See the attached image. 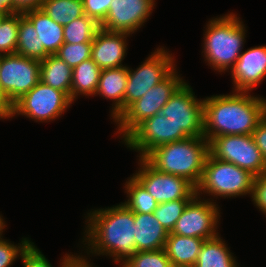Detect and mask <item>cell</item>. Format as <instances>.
<instances>
[{
	"label": "cell",
	"instance_id": "obj_33",
	"mask_svg": "<svg viewBox=\"0 0 266 267\" xmlns=\"http://www.w3.org/2000/svg\"><path fill=\"white\" fill-rule=\"evenodd\" d=\"M71 254H65L60 267H66ZM23 267H52L42 252L31 242L21 254Z\"/></svg>",
	"mask_w": 266,
	"mask_h": 267
},
{
	"label": "cell",
	"instance_id": "obj_1",
	"mask_svg": "<svg viewBox=\"0 0 266 267\" xmlns=\"http://www.w3.org/2000/svg\"><path fill=\"white\" fill-rule=\"evenodd\" d=\"M266 114V99L249 92L213 95L203 99L204 137L252 135Z\"/></svg>",
	"mask_w": 266,
	"mask_h": 267
},
{
	"label": "cell",
	"instance_id": "obj_7",
	"mask_svg": "<svg viewBox=\"0 0 266 267\" xmlns=\"http://www.w3.org/2000/svg\"><path fill=\"white\" fill-rule=\"evenodd\" d=\"M209 153L215 159L230 162L255 177L266 172V162L252 135H223L209 141Z\"/></svg>",
	"mask_w": 266,
	"mask_h": 267
},
{
	"label": "cell",
	"instance_id": "obj_17",
	"mask_svg": "<svg viewBox=\"0 0 266 267\" xmlns=\"http://www.w3.org/2000/svg\"><path fill=\"white\" fill-rule=\"evenodd\" d=\"M125 32H111L99 29L92 41L91 59L102 69L123 67L127 51V37Z\"/></svg>",
	"mask_w": 266,
	"mask_h": 267
},
{
	"label": "cell",
	"instance_id": "obj_16",
	"mask_svg": "<svg viewBox=\"0 0 266 267\" xmlns=\"http://www.w3.org/2000/svg\"><path fill=\"white\" fill-rule=\"evenodd\" d=\"M230 72L234 91H252L266 77V46L242 51Z\"/></svg>",
	"mask_w": 266,
	"mask_h": 267
},
{
	"label": "cell",
	"instance_id": "obj_6",
	"mask_svg": "<svg viewBox=\"0 0 266 267\" xmlns=\"http://www.w3.org/2000/svg\"><path fill=\"white\" fill-rule=\"evenodd\" d=\"M185 82L175 68L164 80L133 102L114 122L124 140L145 119L160 113L175 91ZM122 134V135H121Z\"/></svg>",
	"mask_w": 266,
	"mask_h": 267
},
{
	"label": "cell",
	"instance_id": "obj_29",
	"mask_svg": "<svg viewBox=\"0 0 266 267\" xmlns=\"http://www.w3.org/2000/svg\"><path fill=\"white\" fill-rule=\"evenodd\" d=\"M20 12L3 16L0 21V55L16 52Z\"/></svg>",
	"mask_w": 266,
	"mask_h": 267
},
{
	"label": "cell",
	"instance_id": "obj_32",
	"mask_svg": "<svg viewBox=\"0 0 266 267\" xmlns=\"http://www.w3.org/2000/svg\"><path fill=\"white\" fill-rule=\"evenodd\" d=\"M92 43H64L55 54L71 68L91 58Z\"/></svg>",
	"mask_w": 266,
	"mask_h": 267
},
{
	"label": "cell",
	"instance_id": "obj_34",
	"mask_svg": "<svg viewBox=\"0 0 266 267\" xmlns=\"http://www.w3.org/2000/svg\"><path fill=\"white\" fill-rule=\"evenodd\" d=\"M31 243L28 238H22L18 245L10 243L9 240L0 239V267L11 266L17 257H21L22 252Z\"/></svg>",
	"mask_w": 266,
	"mask_h": 267
},
{
	"label": "cell",
	"instance_id": "obj_38",
	"mask_svg": "<svg viewBox=\"0 0 266 267\" xmlns=\"http://www.w3.org/2000/svg\"><path fill=\"white\" fill-rule=\"evenodd\" d=\"M44 0H12V13H23L27 10L39 9Z\"/></svg>",
	"mask_w": 266,
	"mask_h": 267
},
{
	"label": "cell",
	"instance_id": "obj_27",
	"mask_svg": "<svg viewBox=\"0 0 266 267\" xmlns=\"http://www.w3.org/2000/svg\"><path fill=\"white\" fill-rule=\"evenodd\" d=\"M127 201L123 202L134 213H153L158 203L154 197L148 193L143 185L134 177H129L125 183Z\"/></svg>",
	"mask_w": 266,
	"mask_h": 267
},
{
	"label": "cell",
	"instance_id": "obj_18",
	"mask_svg": "<svg viewBox=\"0 0 266 267\" xmlns=\"http://www.w3.org/2000/svg\"><path fill=\"white\" fill-rule=\"evenodd\" d=\"M128 67L102 69L95 95L113 101L111 117L115 121L124 112Z\"/></svg>",
	"mask_w": 266,
	"mask_h": 267
},
{
	"label": "cell",
	"instance_id": "obj_11",
	"mask_svg": "<svg viewBox=\"0 0 266 267\" xmlns=\"http://www.w3.org/2000/svg\"><path fill=\"white\" fill-rule=\"evenodd\" d=\"M40 61L17 53L0 55V84L13 105L40 81Z\"/></svg>",
	"mask_w": 266,
	"mask_h": 267
},
{
	"label": "cell",
	"instance_id": "obj_25",
	"mask_svg": "<svg viewBox=\"0 0 266 267\" xmlns=\"http://www.w3.org/2000/svg\"><path fill=\"white\" fill-rule=\"evenodd\" d=\"M37 37L38 35L32 23L20 13L15 53L39 61L45 59L49 54L45 51L43 45H40V41Z\"/></svg>",
	"mask_w": 266,
	"mask_h": 267
},
{
	"label": "cell",
	"instance_id": "obj_26",
	"mask_svg": "<svg viewBox=\"0 0 266 267\" xmlns=\"http://www.w3.org/2000/svg\"><path fill=\"white\" fill-rule=\"evenodd\" d=\"M40 9L63 26L85 15L82 0H44Z\"/></svg>",
	"mask_w": 266,
	"mask_h": 267
},
{
	"label": "cell",
	"instance_id": "obj_43",
	"mask_svg": "<svg viewBox=\"0 0 266 267\" xmlns=\"http://www.w3.org/2000/svg\"><path fill=\"white\" fill-rule=\"evenodd\" d=\"M1 216L2 215H0V239L2 238L4 228L6 227L5 221H3L4 219Z\"/></svg>",
	"mask_w": 266,
	"mask_h": 267
},
{
	"label": "cell",
	"instance_id": "obj_40",
	"mask_svg": "<svg viewBox=\"0 0 266 267\" xmlns=\"http://www.w3.org/2000/svg\"><path fill=\"white\" fill-rule=\"evenodd\" d=\"M87 261V258L85 256H80V255H73L71 256L70 260L68 261L66 267H92Z\"/></svg>",
	"mask_w": 266,
	"mask_h": 267
},
{
	"label": "cell",
	"instance_id": "obj_9",
	"mask_svg": "<svg viewBox=\"0 0 266 267\" xmlns=\"http://www.w3.org/2000/svg\"><path fill=\"white\" fill-rule=\"evenodd\" d=\"M152 53L137 69L128 67L124 111L176 68L174 57L164 47Z\"/></svg>",
	"mask_w": 266,
	"mask_h": 267
},
{
	"label": "cell",
	"instance_id": "obj_3",
	"mask_svg": "<svg viewBox=\"0 0 266 267\" xmlns=\"http://www.w3.org/2000/svg\"><path fill=\"white\" fill-rule=\"evenodd\" d=\"M209 154V141L204 136L189 137L161 145L145 159L160 172L185 178L197 187Z\"/></svg>",
	"mask_w": 266,
	"mask_h": 267
},
{
	"label": "cell",
	"instance_id": "obj_41",
	"mask_svg": "<svg viewBox=\"0 0 266 267\" xmlns=\"http://www.w3.org/2000/svg\"><path fill=\"white\" fill-rule=\"evenodd\" d=\"M11 14V12L1 3V0H0V15H9Z\"/></svg>",
	"mask_w": 266,
	"mask_h": 267
},
{
	"label": "cell",
	"instance_id": "obj_37",
	"mask_svg": "<svg viewBox=\"0 0 266 267\" xmlns=\"http://www.w3.org/2000/svg\"><path fill=\"white\" fill-rule=\"evenodd\" d=\"M252 136L255 140L256 146L262 153L264 161L266 162V114L258 122Z\"/></svg>",
	"mask_w": 266,
	"mask_h": 267
},
{
	"label": "cell",
	"instance_id": "obj_28",
	"mask_svg": "<svg viewBox=\"0 0 266 267\" xmlns=\"http://www.w3.org/2000/svg\"><path fill=\"white\" fill-rule=\"evenodd\" d=\"M100 25L87 15L75 19L63 26L64 43H92Z\"/></svg>",
	"mask_w": 266,
	"mask_h": 267
},
{
	"label": "cell",
	"instance_id": "obj_20",
	"mask_svg": "<svg viewBox=\"0 0 266 267\" xmlns=\"http://www.w3.org/2000/svg\"><path fill=\"white\" fill-rule=\"evenodd\" d=\"M34 26L40 45L49 55L57 53L64 44L63 25L54 22L43 10L32 9L22 13Z\"/></svg>",
	"mask_w": 266,
	"mask_h": 267
},
{
	"label": "cell",
	"instance_id": "obj_10",
	"mask_svg": "<svg viewBox=\"0 0 266 267\" xmlns=\"http://www.w3.org/2000/svg\"><path fill=\"white\" fill-rule=\"evenodd\" d=\"M193 89L184 82L171 96L160 113L188 137L204 136L203 100L197 99Z\"/></svg>",
	"mask_w": 266,
	"mask_h": 267
},
{
	"label": "cell",
	"instance_id": "obj_36",
	"mask_svg": "<svg viewBox=\"0 0 266 267\" xmlns=\"http://www.w3.org/2000/svg\"><path fill=\"white\" fill-rule=\"evenodd\" d=\"M251 197L253 204L266 215V172L255 177Z\"/></svg>",
	"mask_w": 266,
	"mask_h": 267
},
{
	"label": "cell",
	"instance_id": "obj_42",
	"mask_svg": "<svg viewBox=\"0 0 266 267\" xmlns=\"http://www.w3.org/2000/svg\"><path fill=\"white\" fill-rule=\"evenodd\" d=\"M1 3L12 13V0H1Z\"/></svg>",
	"mask_w": 266,
	"mask_h": 267
},
{
	"label": "cell",
	"instance_id": "obj_35",
	"mask_svg": "<svg viewBox=\"0 0 266 267\" xmlns=\"http://www.w3.org/2000/svg\"><path fill=\"white\" fill-rule=\"evenodd\" d=\"M84 14L99 25L105 20L112 0H82Z\"/></svg>",
	"mask_w": 266,
	"mask_h": 267
},
{
	"label": "cell",
	"instance_id": "obj_15",
	"mask_svg": "<svg viewBox=\"0 0 266 267\" xmlns=\"http://www.w3.org/2000/svg\"><path fill=\"white\" fill-rule=\"evenodd\" d=\"M155 5V0H112L100 28L133 34L147 22Z\"/></svg>",
	"mask_w": 266,
	"mask_h": 267
},
{
	"label": "cell",
	"instance_id": "obj_13",
	"mask_svg": "<svg viewBox=\"0 0 266 267\" xmlns=\"http://www.w3.org/2000/svg\"><path fill=\"white\" fill-rule=\"evenodd\" d=\"M189 138L161 113L145 119L123 141L131 150H137L139 158H145L153 149Z\"/></svg>",
	"mask_w": 266,
	"mask_h": 267
},
{
	"label": "cell",
	"instance_id": "obj_19",
	"mask_svg": "<svg viewBox=\"0 0 266 267\" xmlns=\"http://www.w3.org/2000/svg\"><path fill=\"white\" fill-rule=\"evenodd\" d=\"M134 220L136 252L164 249L169 233L153 213H134Z\"/></svg>",
	"mask_w": 266,
	"mask_h": 267
},
{
	"label": "cell",
	"instance_id": "obj_8",
	"mask_svg": "<svg viewBox=\"0 0 266 267\" xmlns=\"http://www.w3.org/2000/svg\"><path fill=\"white\" fill-rule=\"evenodd\" d=\"M71 104V99L63 91L39 81L13 104L10 118L23 115L36 122H50L59 118Z\"/></svg>",
	"mask_w": 266,
	"mask_h": 267
},
{
	"label": "cell",
	"instance_id": "obj_23",
	"mask_svg": "<svg viewBox=\"0 0 266 267\" xmlns=\"http://www.w3.org/2000/svg\"><path fill=\"white\" fill-rule=\"evenodd\" d=\"M193 267H239L225 241L218 235L205 240Z\"/></svg>",
	"mask_w": 266,
	"mask_h": 267
},
{
	"label": "cell",
	"instance_id": "obj_30",
	"mask_svg": "<svg viewBox=\"0 0 266 267\" xmlns=\"http://www.w3.org/2000/svg\"><path fill=\"white\" fill-rule=\"evenodd\" d=\"M120 267H172L164 249L137 251L128 257Z\"/></svg>",
	"mask_w": 266,
	"mask_h": 267
},
{
	"label": "cell",
	"instance_id": "obj_24",
	"mask_svg": "<svg viewBox=\"0 0 266 267\" xmlns=\"http://www.w3.org/2000/svg\"><path fill=\"white\" fill-rule=\"evenodd\" d=\"M100 73L101 69L91 58L72 68L71 101H75L78 95H95Z\"/></svg>",
	"mask_w": 266,
	"mask_h": 267
},
{
	"label": "cell",
	"instance_id": "obj_2",
	"mask_svg": "<svg viewBox=\"0 0 266 267\" xmlns=\"http://www.w3.org/2000/svg\"><path fill=\"white\" fill-rule=\"evenodd\" d=\"M87 214L83 239L89 246L87 254L108 255L121 264L136 252L134 212L125 204Z\"/></svg>",
	"mask_w": 266,
	"mask_h": 267
},
{
	"label": "cell",
	"instance_id": "obj_39",
	"mask_svg": "<svg viewBox=\"0 0 266 267\" xmlns=\"http://www.w3.org/2000/svg\"><path fill=\"white\" fill-rule=\"evenodd\" d=\"M13 105L8 101L0 84V119H8L11 116Z\"/></svg>",
	"mask_w": 266,
	"mask_h": 267
},
{
	"label": "cell",
	"instance_id": "obj_22",
	"mask_svg": "<svg viewBox=\"0 0 266 267\" xmlns=\"http://www.w3.org/2000/svg\"><path fill=\"white\" fill-rule=\"evenodd\" d=\"M39 77L41 82L63 91L70 98L72 68L55 54L40 61Z\"/></svg>",
	"mask_w": 266,
	"mask_h": 267
},
{
	"label": "cell",
	"instance_id": "obj_5",
	"mask_svg": "<svg viewBox=\"0 0 266 267\" xmlns=\"http://www.w3.org/2000/svg\"><path fill=\"white\" fill-rule=\"evenodd\" d=\"M255 176L233 163L215 159L208 155L203 169L202 178L196 187V195H211L232 198L252 196ZM203 191V193H202ZM201 193V194H200Z\"/></svg>",
	"mask_w": 266,
	"mask_h": 267
},
{
	"label": "cell",
	"instance_id": "obj_12",
	"mask_svg": "<svg viewBox=\"0 0 266 267\" xmlns=\"http://www.w3.org/2000/svg\"><path fill=\"white\" fill-rule=\"evenodd\" d=\"M141 167L133 176L143 185L158 204L175 200H192L196 187L185 178L160 172L145 158H139Z\"/></svg>",
	"mask_w": 266,
	"mask_h": 267
},
{
	"label": "cell",
	"instance_id": "obj_31",
	"mask_svg": "<svg viewBox=\"0 0 266 267\" xmlns=\"http://www.w3.org/2000/svg\"><path fill=\"white\" fill-rule=\"evenodd\" d=\"M190 201L191 200H175L160 203L157 205L153 214L164 229L170 233Z\"/></svg>",
	"mask_w": 266,
	"mask_h": 267
},
{
	"label": "cell",
	"instance_id": "obj_4",
	"mask_svg": "<svg viewBox=\"0 0 266 267\" xmlns=\"http://www.w3.org/2000/svg\"><path fill=\"white\" fill-rule=\"evenodd\" d=\"M236 14L211 19L205 28L203 52L209 66L218 72L231 70L242 52L246 28Z\"/></svg>",
	"mask_w": 266,
	"mask_h": 267
},
{
	"label": "cell",
	"instance_id": "obj_21",
	"mask_svg": "<svg viewBox=\"0 0 266 267\" xmlns=\"http://www.w3.org/2000/svg\"><path fill=\"white\" fill-rule=\"evenodd\" d=\"M205 239L168 234L164 250L172 266L193 267Z\"/></svg>",
	"mask_w": 266,
	"mask_h": 267
},
{
	"label": "cell",
	"instance_id": "obj_14",
	"mask_svg": "<svg viewBox=\"0 0 266 267\" xmlns=\"http://www.w3.org/2000/svg\"><path fill=\"white\" fill-rule=\"evenodd\" d=\"M195 196L185 208L177 220L172 234L181 236L197 237L205 240L219 235L217 225L219 224L220 210L216 202L205 200Z\"/></svg>",
	"mask_w": 266,
	"mask_h": 267
}]
</instances>
